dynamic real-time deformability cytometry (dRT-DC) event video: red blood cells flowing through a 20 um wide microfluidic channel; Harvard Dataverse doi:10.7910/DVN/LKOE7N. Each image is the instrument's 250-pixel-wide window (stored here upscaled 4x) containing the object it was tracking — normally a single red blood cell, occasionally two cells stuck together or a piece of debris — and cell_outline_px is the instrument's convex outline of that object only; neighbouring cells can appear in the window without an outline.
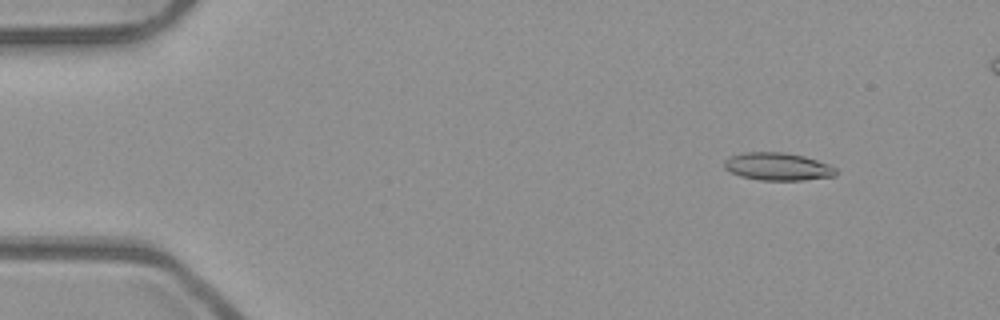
{"species": "common noctule bat (a hibernating species)", "species_latin": "Nyctalus noctula", "temperature_condition": "room temperature", "stored_images_in_passage": 51, "camera_frame_rate_fps": 3000, "um_per_image_px": 0.085, "animal": {"sex": "male", "body_mass_g": 23.1, "forearm_length_mm": 52.7}, "frame": {"image": 1, "passage_image": 6, "time_ms": 1.667, "image_size_px": [1000, 320], "cell_outline_px": [[836, 176], [800, 180], [760, 180], [740, 176], [724, 168], [724, 160], [732, 156], [744, 152], [784, 152], [804, 156], [828, 164], [836, 168]], "centroid_in_image_um": [66.1, 14.15], "position_along_channel_um": 18.9, "area_um2": 17.92}}
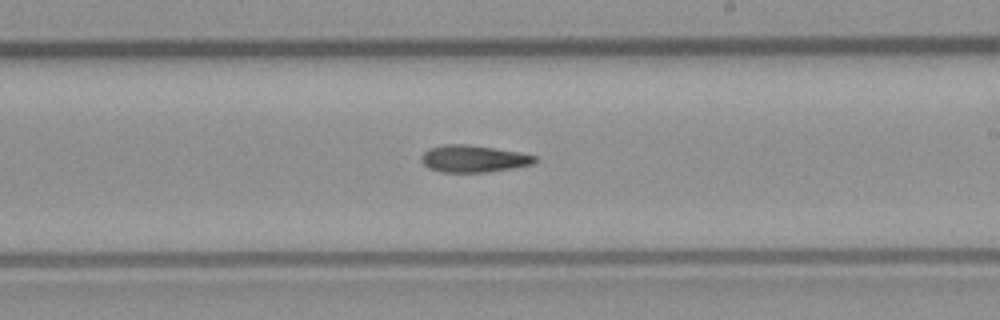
{"frame": {"image": 2, "passage_image": 31, "time_ms": 10.0, "image_size_px": [1000, 320], "cell_outline_px": [[536, 160], [532, 164], [516, 168], [488, 172], [440, 172], [428, 168], [420, 160], [420, 156], [428, 148], [444, 144], [464, 144], [520, 152], [536, 156]], "centroid_in_image_um": [40.22, 13.5], "position_along_channel_um": 248.8, "area_um2": 17.98}}
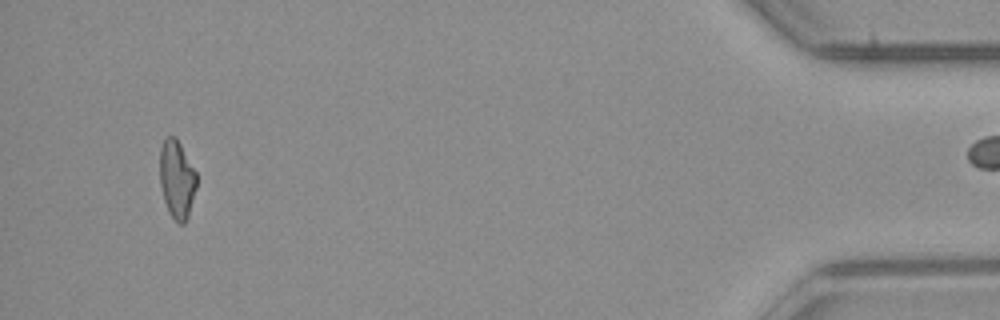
{"frame": {"image": 3, "passage_image": 50, "time_ms": 16.333, "image_size_px": [1000, 320], "cell_outline_px": [[196, 188], [188, 216], [184, 224], [180, 224], [168, 212], [164, 200], [160, 184], [160, 148], [164, 140], [168, 136], [176, 136], [196, 172]], "centroid_in_image_um": [15.03, 15.23], "position_along_channel_um": 420.2, "area_um2": 16.65}}